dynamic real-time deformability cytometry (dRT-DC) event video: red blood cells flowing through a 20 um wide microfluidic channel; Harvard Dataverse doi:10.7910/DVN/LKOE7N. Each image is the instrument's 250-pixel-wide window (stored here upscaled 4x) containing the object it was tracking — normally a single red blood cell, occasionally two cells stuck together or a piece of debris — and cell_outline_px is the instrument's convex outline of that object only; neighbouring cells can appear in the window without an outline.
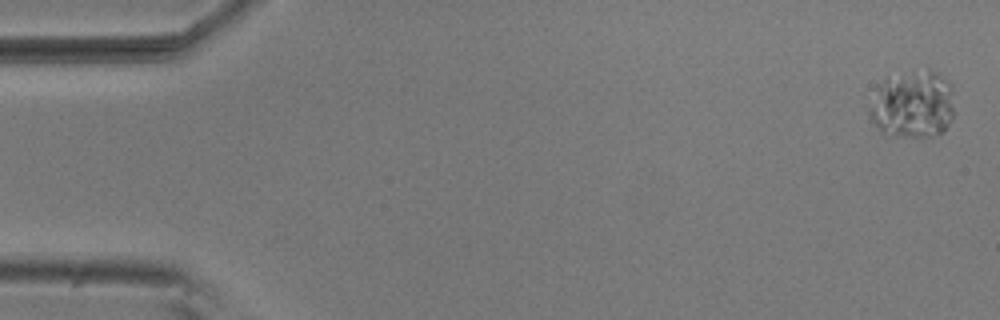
{"species": "common noctule bat (a hibernating species)", "species_latin": "Nyctalus noctula", "temperature_condition": "room temperature", "stored_images_in_passage": 5, "camera_frame_rate_fps": 3000, "um_per_image_px": 0.085, "animal": {"sex": "male", "body_mass_g": 20.5, "forearm_length_mm": 52.5}, "frame": {"image": 1, "passage_image": 1, "time_ms": 0.0, "image_size_px": [1000, 320], "cell_outline_px": [[952, 116], [944, 132], [928, 136], [892, 136], [880, 132], [868, 116], [868, 108], [880, 84], [888, 76], [928, 68], [940, 72], [952, 84]], "centroid_in_image_um": [77.58, 8.85], "position_along_channel_um": 7.4, "area_um2": 33.81}}
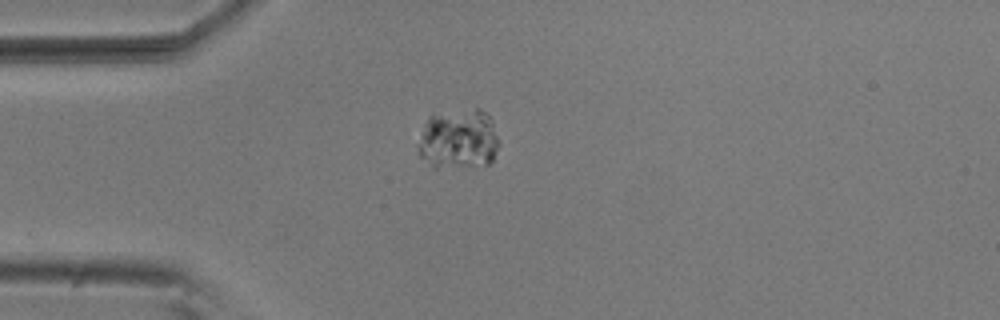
{"frame": {"image": 2, "passage_image": 4, "time_ms": 1.0, "image_size_px": [1000, 320], "cell_outline_px": [[500, 144], [492, 160], [488, 164], [436, 168], [432, 168], [420, 156], [416, 144], [424, 124], [428, 116], [432, 112], [476, 108], [480, 108], [492, 120], [500, 140]], "centroid_in_image_um": [38.94, 11.8], "position_along_channel_um": 46.1, "area_um2": 29.07}}